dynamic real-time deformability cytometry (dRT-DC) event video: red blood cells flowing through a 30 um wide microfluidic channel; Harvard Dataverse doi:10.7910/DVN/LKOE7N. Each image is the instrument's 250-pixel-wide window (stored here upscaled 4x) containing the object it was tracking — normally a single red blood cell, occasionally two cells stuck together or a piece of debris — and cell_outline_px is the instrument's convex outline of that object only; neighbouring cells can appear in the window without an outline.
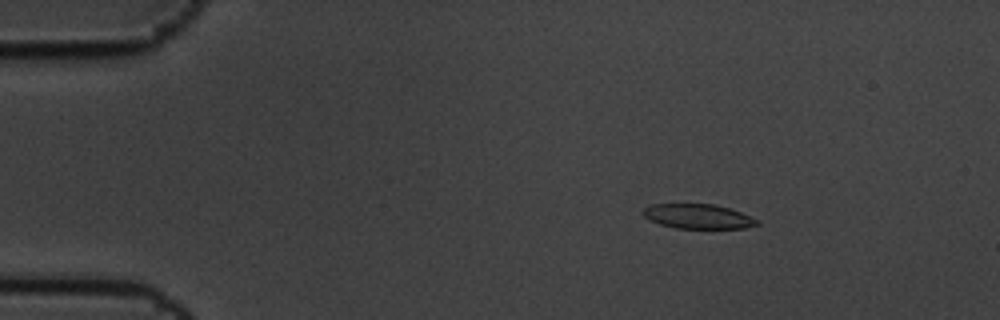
{"species": "common noctule bat (a hibernating species)", "species_latin": "Nyctalus noctula", "temperature_condition": "cold", "stored_images_in_passage": 10, "camera_frame_rate_fps": 3000, "um_per_image_px": 0.085, "animal": {"sex": "male", "body_mass_g": 19.5, "forearm_length_mm": 54.6}, "frame": {"image": 1, "passage_image": 2, "time_ms": 0.333, "image_size_px": [1000, 320], "cell_outline_px": [[760, 224], [744, 228], [676, 228], [660, 224], [644, 216], [640, 212], [648, 204], [712, 204], [728, 208], [740, 212], [760, 220]], "centroid_in_image_um": [59.32, 18.39], "position_along_channel_um": 25.7, "area_um2": 16.3}}
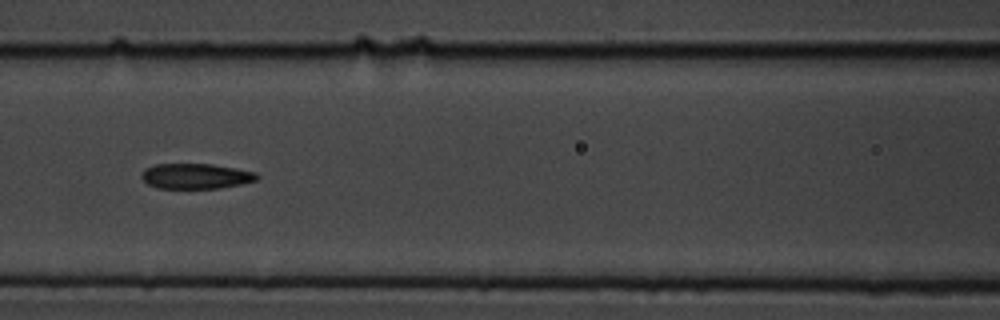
{"frame": {"image": 2, "passage_image": 7, "time_ms": 2.0, "image_size_px": [1000, 320], "cell_outline_px": [[260, 176], [256, 180], [240, 184], [220, 188], [156, 188], [148, 184], [140, 176], [144, 168], [156, 164], [212, 164], [236, 168], [256, 172]], "centroid_in_image_um": [16.63, 14.96], "position_along_channel_um": 150.0, "area_um2": 17.05}}
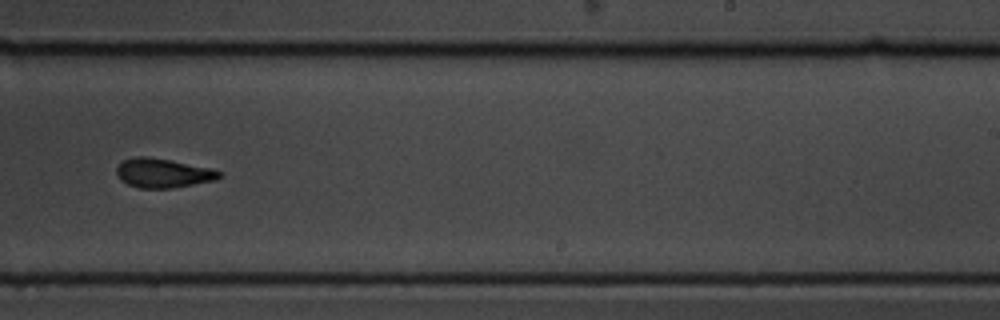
{"frame": {"image": 3, "passage_image": 10, "time_ms": 3.0, "image_size_px": [1000, 320], "cell_outline_px": [[220, 176], [216, 180], [172, 188], [140, 188], [128, 184], [120, 180], [116, 172], [116, 168], [124, 160], [136, 156], [144, 156], [168, 160], [212, 168], [220, 172]], "centroid_in_image_um": [13.84, 14.72], "position_along_channel_um": 275.2, "area_um2": 17.28}}